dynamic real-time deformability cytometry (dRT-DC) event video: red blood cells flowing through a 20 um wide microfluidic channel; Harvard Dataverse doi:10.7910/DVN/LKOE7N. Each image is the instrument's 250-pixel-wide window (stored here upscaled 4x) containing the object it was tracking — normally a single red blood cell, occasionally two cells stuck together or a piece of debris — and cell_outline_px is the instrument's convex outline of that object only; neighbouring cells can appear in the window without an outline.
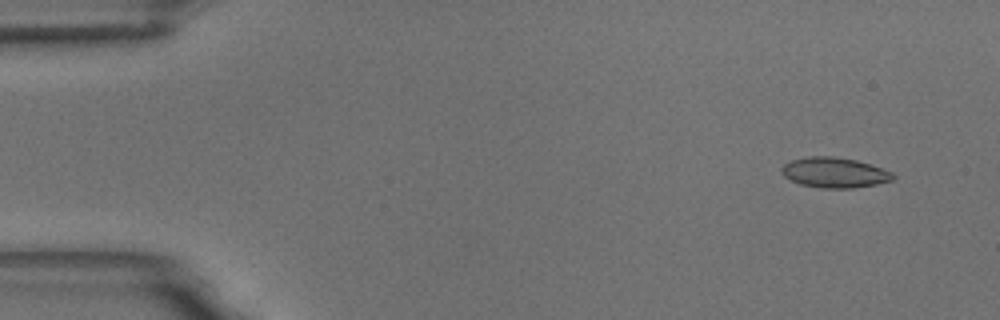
{"species": "common noctule bat (a hibernating species)", "species_latin": "Nyctalus noctula", "temperature_condition": "room temperature", "stored_images_in_passage": 52, "camera_frame_rate_fps": 3000, "um_per_image_px": 0.085, "animal": {"sex": "male", "body_mass_g": 18.8}, "frame": {"image": 1, "passage_image": 1, "time_ms": 0.0, "image_size_px": [1000, 320], "cell_outline_px": [[896, 176], [892, 180], [876, 184], [852, 188], [820, 188], [800, 184], [784, 176], [780, 172], [780, 168], [784, 164], [792, 160], [808, 156], [832, 156], [856, 160], [892, 172]], "centroid_in_image_um": [70.9, 14.67], "position_along_channel_um": 14.1, "area_um2": 19.54}}
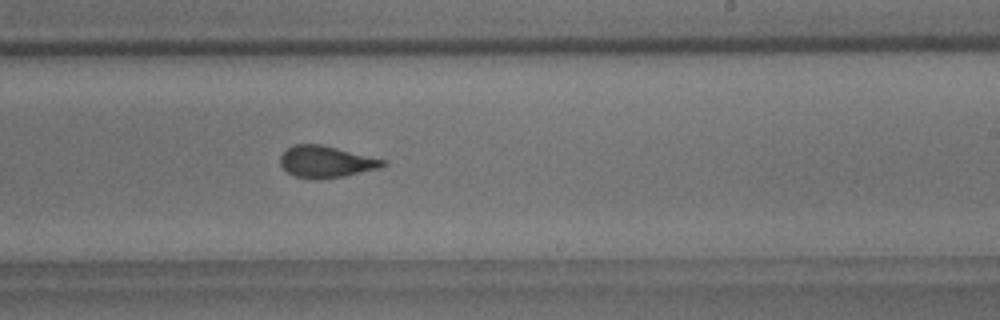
{"frame": {"image": 2, "passage_image": 32, "time_ms": 10.333, "image_size_px": [1000, 320], "cell_outline_px": [[388, 164], [380, 168], [344, 176], [296, 176], [288, 172], [280, 164], [280, 156], [292, 144], [320, 144], [388, 160]], "centroid_in_image_um": [27.77, 13.7], "position_along_channel_um": 261.2, "area_um2": 18.32}}
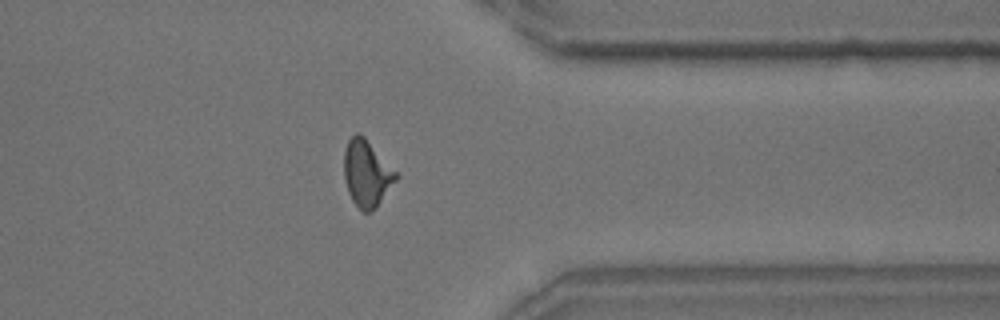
{"frame": {"image": 3, "passage_image": 43, "time_ms": 14.0, "image_size_px": [1000, 320], "cell_outline_px": [[400, 176], [376, 208], [372, 212], [364, 212], [352, 200], [348, 192], [344, 176], [344, 152], [348, 140], [356, 132], [360, 132], [364, 136]], "centroid_in_image_um": [31.18, 14.74], "position_along_channel_um": 380.2, "area_um2": 20.11}}